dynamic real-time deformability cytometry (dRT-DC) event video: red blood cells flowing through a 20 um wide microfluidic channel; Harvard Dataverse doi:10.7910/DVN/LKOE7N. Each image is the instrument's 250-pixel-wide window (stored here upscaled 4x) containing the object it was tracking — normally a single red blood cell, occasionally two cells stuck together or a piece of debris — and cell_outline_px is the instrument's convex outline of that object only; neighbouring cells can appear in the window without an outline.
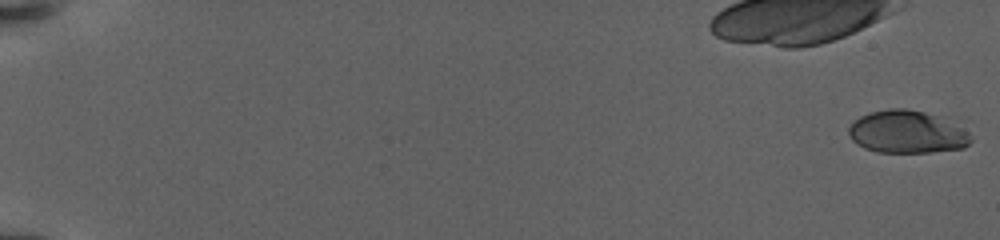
{"species": "human", "species_latin": "Homo sapiens", "temperature_condition": "warm", "stored_images_in_passage": 55, "camera_frame_rate_fps": 3000, "um_per_image_px": 0.085, "donor": {"sex": "female"}, "frame": {"image": 1, "passage_image": 1, "time_ms": 0.0, "image_size_px": [1000, 240], "cell_outline_px": [[972, 140], [964, 148], [928, 152], [876, 152], [864, 148], [856, 144], [852, 140], [848, 132], [848, 128], [860, 116], [872, 112], [888, 108], [904, 108], [924, 112], [968, 132], [972, 136]], "centroid_in_image_um": [77.03, 11.24], "position_along_channel_um": 8.0, "area_um2": 29.71}}
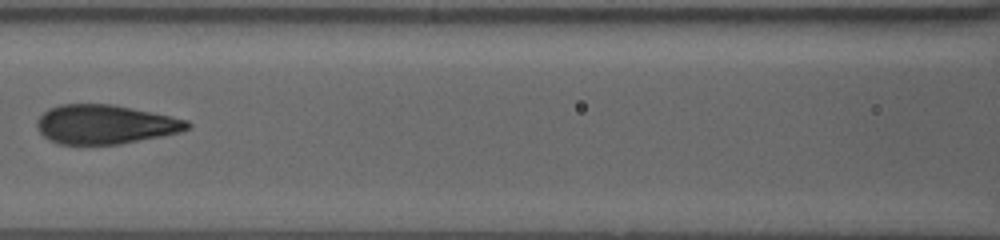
{"frame": {"image": 2, "passage_image": 39, "time_ms": 12.333, "image_size_px": [1000, 240], "cell_outline_px": [[192, 128], [180, 132], [120, 144], [56, 144], [48, 140], [40, 132], [36, 124], [40, 116], [48, 108], [60, 104], [112, 104], [188, 120], [192, 124]], "centroid_in_image_um": [8.93, 10.57], "position_along_channel_um": 157.7, "area_um2": 34.22}}
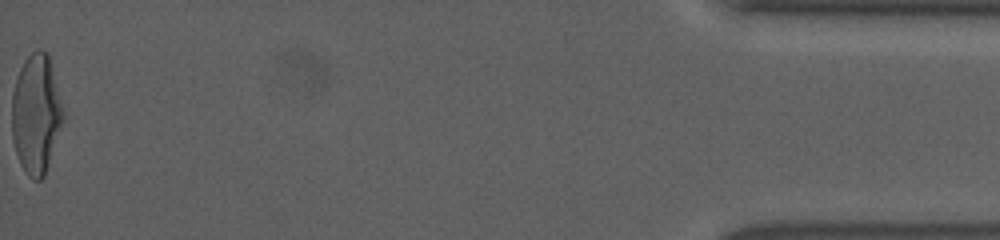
{"frame": {"image": 3, "passage_image": 55, "time_ms": 24.667, "image_size_px": [1000, 240], "cell_outline_px": [[64, 120], [44, 176], [40, 180], [32, 180], [28, 176], [20, 164], [16, 152], [12, 136], [12, 92], [20, 68], [24, 60], [36, 48], [40, 48], [48, 52], [64, 112]], "centroid_in_image_um": [3.07, 9.67], "position_along_channel_um": 432.1, "area_um2": 35.72}, "authors_computed_cell_mechanics": {"area_um2": 32.8304, "velocity_mm_per_s": 2.9182, "shape_relaxation_time_tau1_ms": 6.2857, "shape_relaxation_time_tau2_ms": null, "deformation_change_tau1": 0.2305, "deformation_change_tau2": null}}